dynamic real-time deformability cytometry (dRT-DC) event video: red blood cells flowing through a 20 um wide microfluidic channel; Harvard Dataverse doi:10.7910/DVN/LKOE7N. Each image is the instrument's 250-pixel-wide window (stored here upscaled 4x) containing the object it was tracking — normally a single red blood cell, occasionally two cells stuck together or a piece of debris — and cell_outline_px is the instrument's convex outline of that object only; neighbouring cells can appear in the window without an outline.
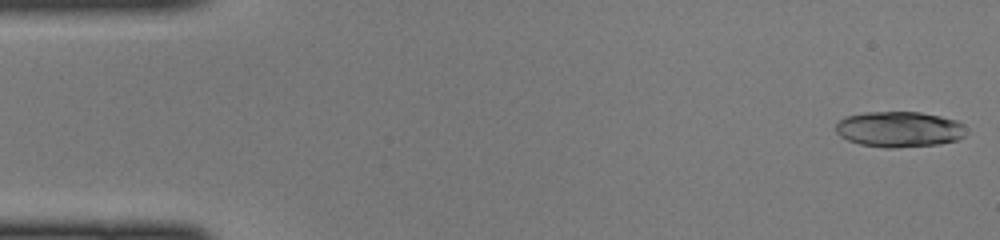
{"species": "common noctule bat (a hibernating species)", "species_latin": "Nyctalus noctula", "temperature_condition": "cold", "stored_images_in_passage": 46, "segment_of_instrument_passage": [1, 2], "camera_frame_rate_fps": 3000, "um_per_image_px": 0.085, "animal": {"sex": "female", "body_mass_g": 22.0, "forearm_length_mm": 56.7}, "frame": {"image": 1, "passage_image": 1, "time_ms": 0.0, "image_size_px": [1000, 240], "cell_outline_px": [[964, 136], [956, 140], [940, 144], [896, 148], [884, 148], [860, 144], [848, 140], [840, 136], [836, 132], [836, 124], [844, 116], [864, 112], [920, 112], [940, 116], [956, 120], [964, 124]], "centroid_in_image_um": [76.41, 10.99], "position_along_channel_um": 8.6, "area_um2": 27.22}}